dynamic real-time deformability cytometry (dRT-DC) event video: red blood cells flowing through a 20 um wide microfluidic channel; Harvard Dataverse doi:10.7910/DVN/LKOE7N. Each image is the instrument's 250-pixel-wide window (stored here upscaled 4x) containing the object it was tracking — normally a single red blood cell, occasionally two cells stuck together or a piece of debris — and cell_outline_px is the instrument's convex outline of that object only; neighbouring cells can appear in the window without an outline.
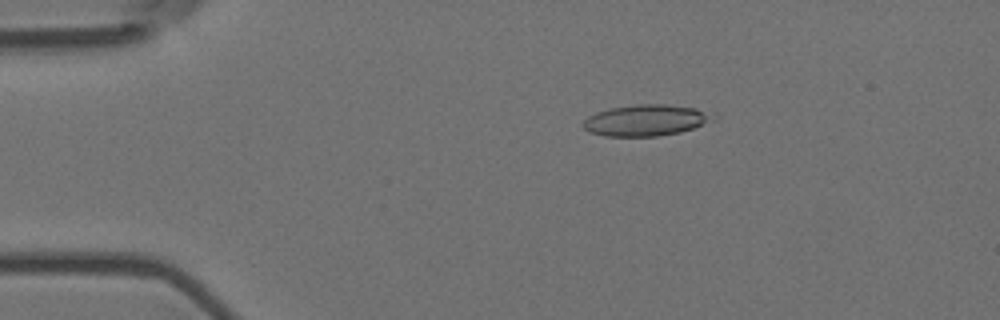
{"species": "Egyptian fruit bat (a non-hibernating species)", "species_latin": "Rousettus aegyptiacus", "temperature_condition": "room temperature", "stored_images_in_passage": 14, "camera_frame_rate_fps": 3000, "um_per_image_px": 0.085, "animal": {"sex": "female"}, "frame": {"image": 1, "passage_image": 10, "time_ms": 3.0, "image_size_px": [1000, 320], "cell_outline_px": [[716, 120], [680, 132], [660, 136], [604, 136], [588, 132], [580, 124], [588, 116], [596, 112], [612, 108], [636, 104], [664, 104], [696, 108], [716, 116]], "centroid_in_image_um": [54.87, 10.23], "position_along_channel_um": 30.1, "area_um2": 23.7}}